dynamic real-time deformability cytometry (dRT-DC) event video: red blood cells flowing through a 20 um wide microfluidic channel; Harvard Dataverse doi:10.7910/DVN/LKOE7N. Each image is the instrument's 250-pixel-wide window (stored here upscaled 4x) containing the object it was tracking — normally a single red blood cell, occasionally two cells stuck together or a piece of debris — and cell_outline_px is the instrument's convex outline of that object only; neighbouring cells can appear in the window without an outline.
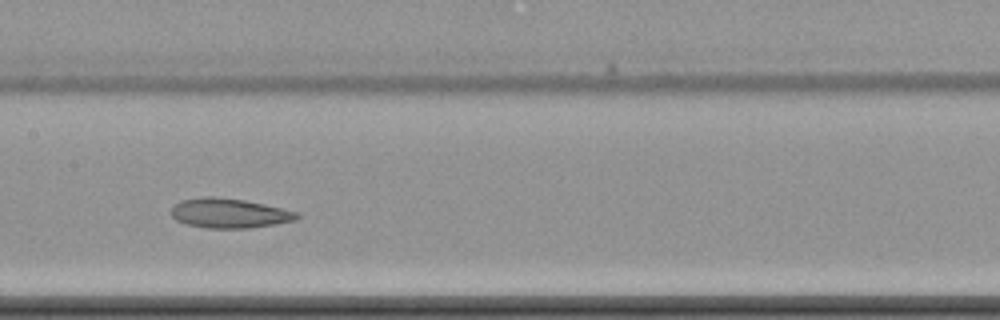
{"species": "common noctule bat (a hibernating species)", "species_latin": "Nyctalus noctula", "temperature_condition": "cold", "stored_images_in_passage": 14, "camera_frame_rate_fps": 3000, "um_per_image_px": 0.085, "animal": {"sex": "female", "body_mass_g": 22.7, "forearm_length_mm": 54.2}, "frame": {"image": 1, "passage_image": 7, "time_ms": 8.667, "image_size_px": [1000, 320], "cell_outline_px": [[300, 216], [296, 220], [276, 224], [252, 228], [208, 228], [188, 224], [176, 220], [172, 216], [172, 208], [180, 200], [200, 196], [212, 196], [244, 200], [284, 208], [296, 212]], "centroid_in_image_um": [19.5, 18.12], "position_along_channel_um": 187.9, "area_um2": 21.73}}
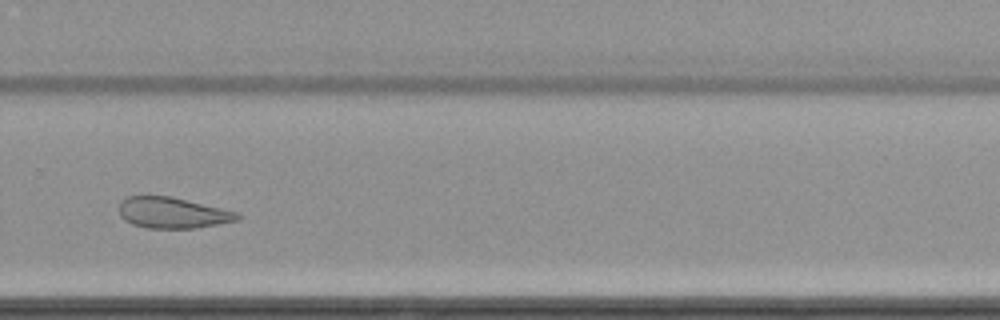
{"frame": {"image": 2, "passage_image": 10, "time_ms": 12.333, "image_size_px": [1000, 320], "cell_outline_px": [[244, 216], [240, 220], [196, 228], [148, 228], [132, 224], [124, 220], [120, 216], [120, 200], [128, 196], [168, 196], [240, 212]], "centroid_in_image_um": [14.71, 18.09], "position_along_channel_um": 315.1, "area_um2": 21.44}}
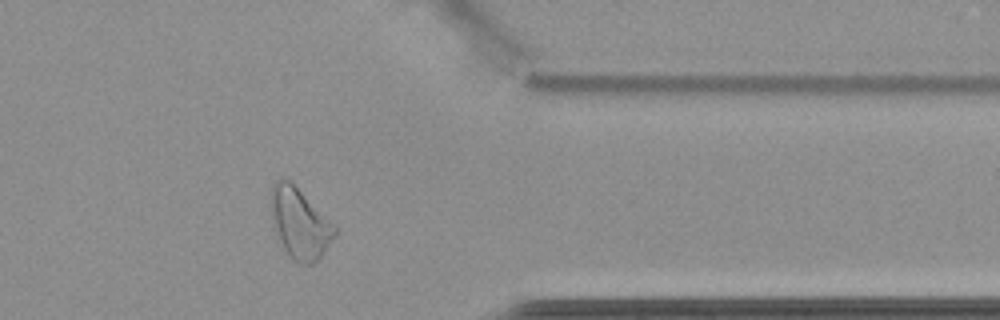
{"frame": {"image": 3, "passage_image": 12, "time_ms": 14.667, "image_size_px": [1000, 320], "cell_outline_px": [[336, 236], [320, 256], [312, 264], [300, 264], [292, 260], [284, 252], [272, 220], [272, 184], [280, 176], [288, 180], [336, 228]], "centroid_in_image_um": [25.45, 19.03], "position_along_channel_um": 386.0, "area_um2": 25.32}, "authors_computed_cell_mechanics": {"area_um2": 24.0737, "velocity_mm_per_s": 3.4761, "shape_relaxation_time_tau1_ms": 4.671, "shape_relaxation_time_tau2_ms": 6.6455, "deformation_change_tau1": 0.082, "deformation_change_tau2": 0.1166}}